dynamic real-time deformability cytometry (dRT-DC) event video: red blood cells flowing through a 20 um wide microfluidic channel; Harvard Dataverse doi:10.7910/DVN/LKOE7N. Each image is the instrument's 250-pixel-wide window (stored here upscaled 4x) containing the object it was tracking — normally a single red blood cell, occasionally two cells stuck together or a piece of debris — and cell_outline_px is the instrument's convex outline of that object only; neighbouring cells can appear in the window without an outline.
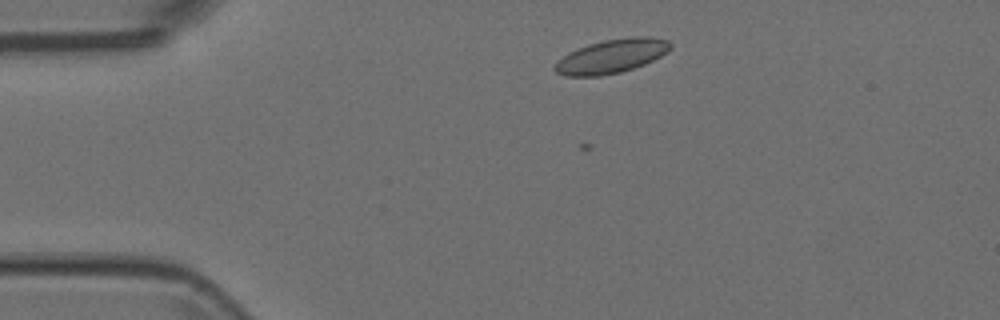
{"species": "Egyptian fruit bat (a non-hibernating species)", "species_latin": "Rousettus aegyptiacus", "temperature_condition": "room temperature", "stored_images_in_passage": 4, "camera_frame_rate_fps": 3000, "um_per_image_px": 0.085, "animal": {"sex": "female"}, "frame": {"image": 1, "passage_image": 2, "time_ms": 0.333, "image_size_px": [1000, 320], "cell_outline_px": [[672, 48], [668, 52], [644, 64], [620, 72], [600, 76], [564, 76], [556, 72], [552, 68], [556, 60], [568, 52], [588, 44], [604, 40], [632, 36], [652, 36], [668, 40], [672, 44]], "centroid_in_image_um": [51.96, 4.77], "position_along_channel_um": 33.0, "area_um2": 23.06}}